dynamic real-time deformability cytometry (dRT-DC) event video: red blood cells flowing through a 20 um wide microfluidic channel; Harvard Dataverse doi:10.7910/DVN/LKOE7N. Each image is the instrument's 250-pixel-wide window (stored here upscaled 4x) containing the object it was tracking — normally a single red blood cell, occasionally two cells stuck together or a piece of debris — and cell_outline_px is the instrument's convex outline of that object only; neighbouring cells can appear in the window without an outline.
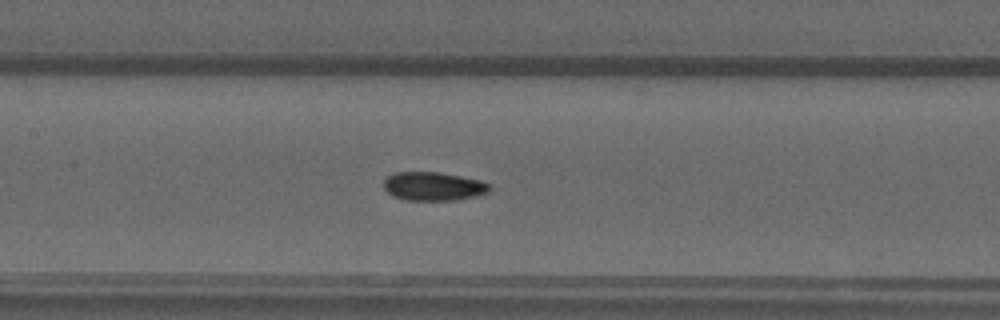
{"species": "common noctule bat (a hibernating species)", "species_latin": "Nyctalus noctula", "temperature_condition": "warm", "stored_images_in_passage": 37, "camera_frame_rate_fps": 3000, "um_per_image_px": 0.085, "animal": {"sex": "male", "forearm_length_mm": 52.5}, "frame": {"image": 1, "passage_image": 9, "time_ms": 2.667, "image_size_px": [1000, 320], "cell_outline_px": [[492, 188], [488, 192], [476, 196], [456, 200], [404, 200], [392, 196], [384, 188], [384, 180], [392, 172], [440, 172], [480, 180], [492, 184]], "centroid_in_image_um": [36.85, 15.83], "position_along_channel_um": 170.6, "area_um2": 17.86}}
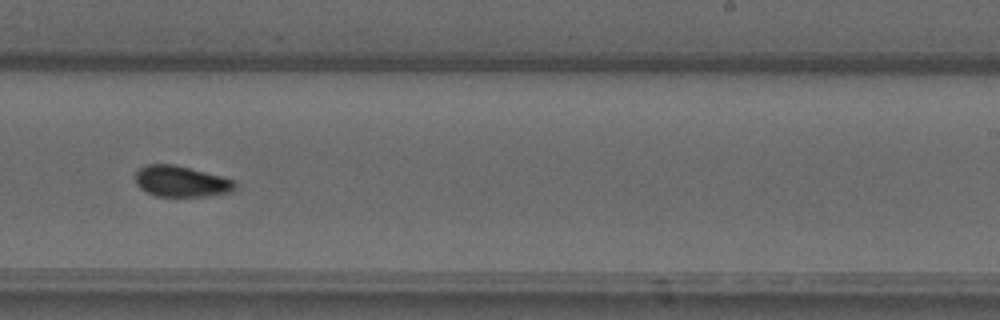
{"frame": {"image": 2, "passage_image": 17, "time_ms": 5.333, "image_size_px": [1000, 320], "cell_outline_px": [[236, 188], [232, 192], [204, 196], [156, 196], [144, 192], [136, 184], [136, 172], [140, 168], [148, 164], [176, 164], [236, 180]], "centroid_in_image_um": [15.41, 15.42], "position_along_channel_um": 273.6, "area_um2": 18.15}}
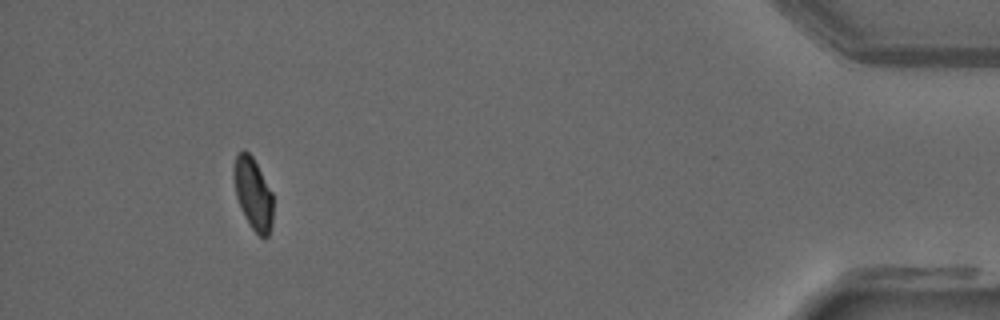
{"frame": {"image": 3, "passage_image": 33, "time_ms": 10.667, "image_size_px": [1000, 320], "cell_outline_px": [[272, 224], [268, 236], [264, 240], [252, 228], [244, 216], [240, 208], [236, 196], [232, 176], [232, 168], [236, 156], [244, 148], [252, 156], [272, 192]], "centroid_in_image_um": [21.49, 16.45], "position_along_channel_um": 413.7, "area_um2": 16.59}, "authors_computed_cell_mechanics": {"area_um2": 17.8602, "velocity_mm_per_s": 3.8841, "shape_relaxation_time_tau1_ms": 8.5612, "shape_relaxation_time_tau2_ms": 1.9967, "deformation_change_tau1": 0.1608, "deformation_change_tau2": 0.0576}}